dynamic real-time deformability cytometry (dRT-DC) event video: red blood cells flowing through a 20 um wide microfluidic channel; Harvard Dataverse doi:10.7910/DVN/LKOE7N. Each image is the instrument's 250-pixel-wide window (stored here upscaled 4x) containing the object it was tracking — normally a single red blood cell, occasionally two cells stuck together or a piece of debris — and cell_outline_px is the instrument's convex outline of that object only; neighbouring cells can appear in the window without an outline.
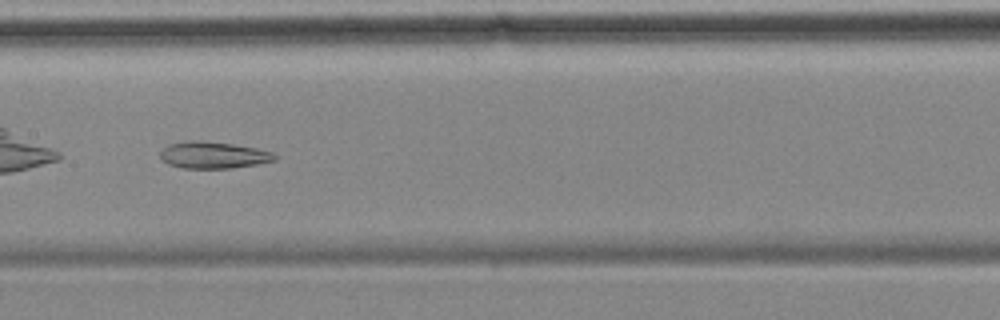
{"species": "common noctule bat (a hibernating species)", "species_latin": "Nyctalus noctula", "temperature_condition": "cold", "stored_images_in_passage": 36, "camera_frame_rate_fps": 3000, "um_per_image_px": 0.085, "animal": {"sex": "female", "body_mass_g": 18.4}, "frame": {"image": 1, "passage_image": 11, "time_ms": 3.333, "image_size_px": [1000, 320], "cell_outline_px": [[276, 160], [256, 164], [232, 168], [184, 168], [168, 164], [160, 160], [160, 152], [168, 144], [188, 140], [192, 140], [232, 144], [256, 148], [272, 152], [276, 156]], "centroid_in_image_um": [18.09, 13.18], "position_along_channel_um": 189.3, "area_um2": 17.74}}